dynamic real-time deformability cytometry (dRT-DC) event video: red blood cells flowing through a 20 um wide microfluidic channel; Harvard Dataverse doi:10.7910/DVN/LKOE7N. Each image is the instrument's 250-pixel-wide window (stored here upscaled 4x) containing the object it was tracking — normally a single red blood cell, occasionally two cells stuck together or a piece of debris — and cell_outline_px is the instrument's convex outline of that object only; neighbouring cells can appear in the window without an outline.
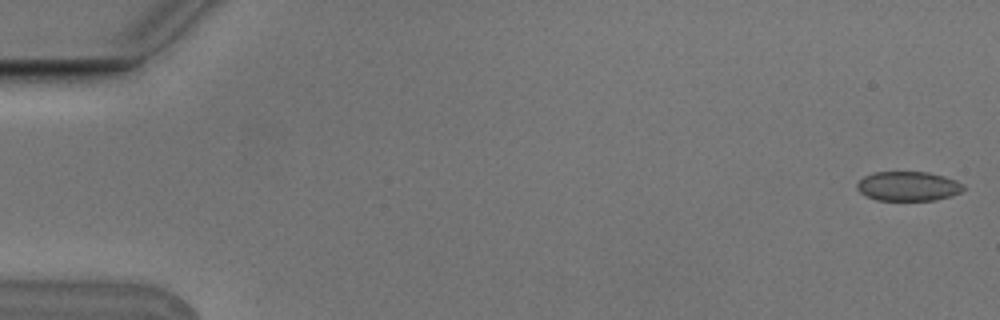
{"species": "Egyptian fruit bat (a non-hibernating species)", "species_latin": "Rousettus aegyptiacus", "temperature_condition": "cold", "stored_images_in_passage": 8, "camera_frame_rate_fps": 3000, "um_per_image_px": 0.085, "animal": {"sex": "male"}, "frame": {"image": 1, "passage_image": 1, "time_ms": 0.0, "image_size_px": [1000, 320], "cell_outline_px": [[964, 188], [960, 192], [936, 200], [876, 200], [860, 192], [856, 188], [856, 184], [864, 176], [872, 172], [928, 172], [944, 176], [956, 180], [964, 184]], "centroid_in_image_um": [77.18, 15.82], "position_along_channel_um": 7.8, "area_um2": 18.21}}
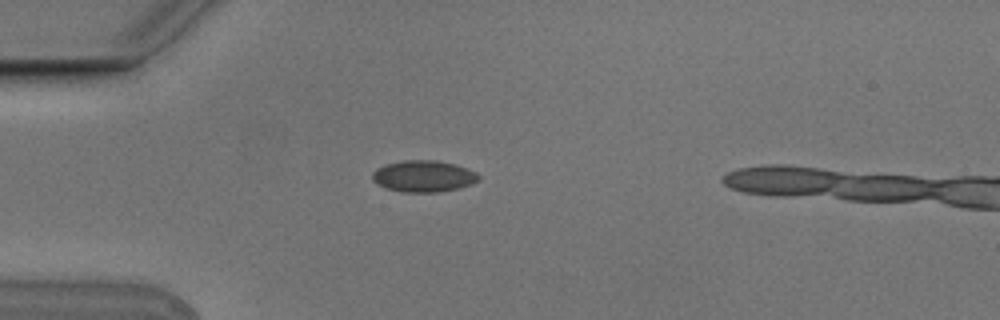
{"frame": {"image": 2, "passage_image": 5, "time_ms": 1.333, "image_size_px": [1000, 320], "cell_outline_px": [[480, 176], [472, 184], [460, 188], [440, 192], [400, 192], [384, 188], [372, 180], [372, 172], [376, 168], [388, 164], [404, 160], [436, 160], [456, 164], [468, 168], [476, 172]], "centroid_in_image_um": [36.0, 14.98], "position_along_channel_um": 49.0, "area_um2": 19.71}}
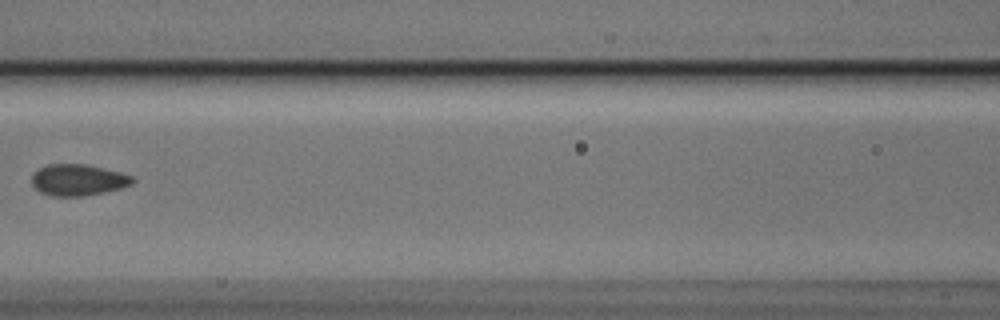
{"frame": {"image": 3, "passage_image": 8, "time_ms": 2.333, "image_size_px": [1000, 320], "cell_outline_px": [[136, 180], [132, 184], [120, 188], [104, 192], [84, 196], [52, 196], [40, 192], [32, 184], [32, 176], [40, 168], [48, 164], [84, 164], [120, 172], [132, 176]], "centroid_in_image_um": [6.65, 15.3], "position_along_channel_um": 160.0, "area_um2": 18.26}}